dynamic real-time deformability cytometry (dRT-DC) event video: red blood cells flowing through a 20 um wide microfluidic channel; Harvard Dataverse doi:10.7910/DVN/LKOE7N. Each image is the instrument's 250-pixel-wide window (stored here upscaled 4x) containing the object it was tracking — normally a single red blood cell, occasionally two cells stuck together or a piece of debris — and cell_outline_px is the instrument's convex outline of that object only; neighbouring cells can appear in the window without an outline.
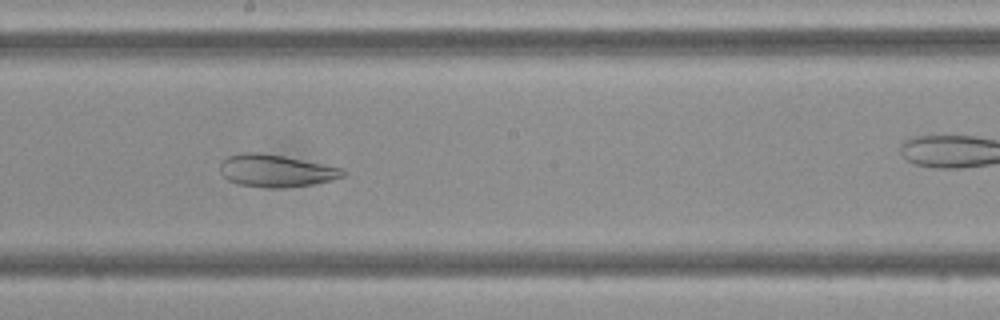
{"species": "Egyptian fruit bat (a non-hibernating species)", "species_latin": "Rousettus aegyptiacus", "temperature_condition": "cold", "stored_images_in_passage": 41, "camera_frame_rate_fps": 3000, "um_per_image_px": 0.085, "frame": {"image": 1, "passage_image": 18, "time_ms": 5.667, "image_size_px": [1000, 320], "cell_outline_px": [[348, 172], [344, 176], [332, 180], [312, 184], [284, 188], [264, 188], [236, 184], [228, 180], [220, 172], [220, 164], [228, 156], [240, 152], [256, 152], [284, 156], [340, 168]], "centroid_in_image_um": [23.42, 14.52], "position_along_channel_um": 224.8, "area_um2": 23.18}}